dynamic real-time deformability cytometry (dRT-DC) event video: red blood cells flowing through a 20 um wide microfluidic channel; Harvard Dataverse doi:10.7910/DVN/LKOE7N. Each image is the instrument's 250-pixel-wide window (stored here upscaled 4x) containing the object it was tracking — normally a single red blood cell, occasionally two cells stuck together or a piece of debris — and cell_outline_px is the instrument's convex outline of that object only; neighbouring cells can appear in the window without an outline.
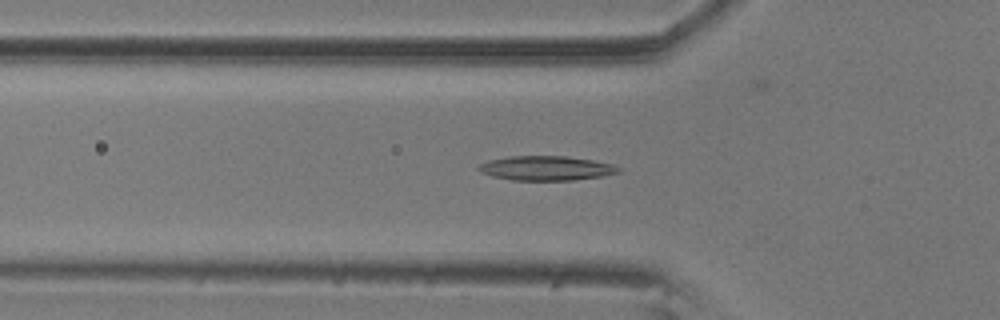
{"species": "common noctule bat (a hibernating species)", "species_latin": "Nyctalus noctula", "temperature_condition": "room temperature", "stored_images_in_passage": 50, "camera_frame_rate_fps": 3000, "um_per_image_px": 0.085, "animal": {"sex": "male", "body_mass_g": 20.5, "forearm_length_mm": 52.5}, "frame": {"image": 1, "passage_image": 18, "time_ms": 5.667, "image_size_px": [1000, 320], "cell_outline_px": [[620, 172], [604, 176], [572, 180], [512, 180], [492, 176], [480, 172], [476, 168], [480, 164], [488, 160], [508, 156], [564, 156], [592, 160], [612, 164], [620, 168]], "centroid_in_image_um": [46.4, 14.29], "position_along_channel_um": 79.4, "area_um2": 19.94}}
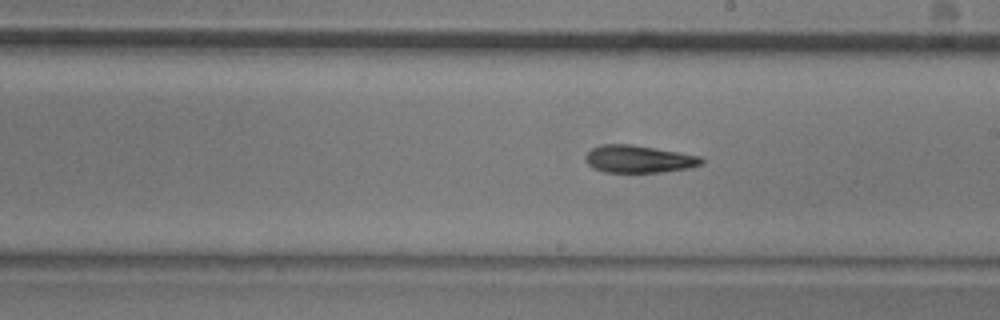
{"frame": {"image": 2, "passage_image": 31, "time_ms": 10.0, "image_size_px": [1000, 320], "cell_outline_px": [[704, 164], [688, 168], [664, 172], [604, 172], [592, 168], [588, 164], [584, 156], [592, 148], [604, 144], [632, 144], [700, 156], [704, 160]], "centroid_in_image_um": [54.29, 13.52], "position_along_channel_um": 234.7, "area_um2": 18.55}}
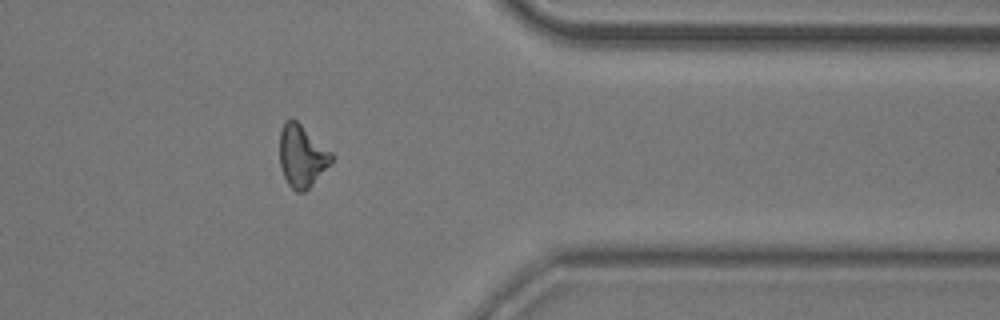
{"frame": {"image": 3, "passage_image": 45, "time_ms": 14.667, "image_size_px": [1000, 320], "cell_outline_px": [[332, 164], [304, 192], [296, 192], [288, 184], [284, 176], [280, 164], [280, 132], [284, 124], [292, 116], [332, 152]], "centroid_in_image_um": [25.67, 13.26], "position_along_channel_um": 385.7, "area_um2": 18.73}, "authors_computed_cell_mechanics": {"area_um2": 18.9873, "velocity_mm_per_s": 3.5584, "shape_relaxation_time_tau1_ms": 7.795, "shape_relaxation_time_tau2_ms": 7.2218, "deformation_change_tau1": 0.1801, "deformation_change_tau2": 0.1748}}